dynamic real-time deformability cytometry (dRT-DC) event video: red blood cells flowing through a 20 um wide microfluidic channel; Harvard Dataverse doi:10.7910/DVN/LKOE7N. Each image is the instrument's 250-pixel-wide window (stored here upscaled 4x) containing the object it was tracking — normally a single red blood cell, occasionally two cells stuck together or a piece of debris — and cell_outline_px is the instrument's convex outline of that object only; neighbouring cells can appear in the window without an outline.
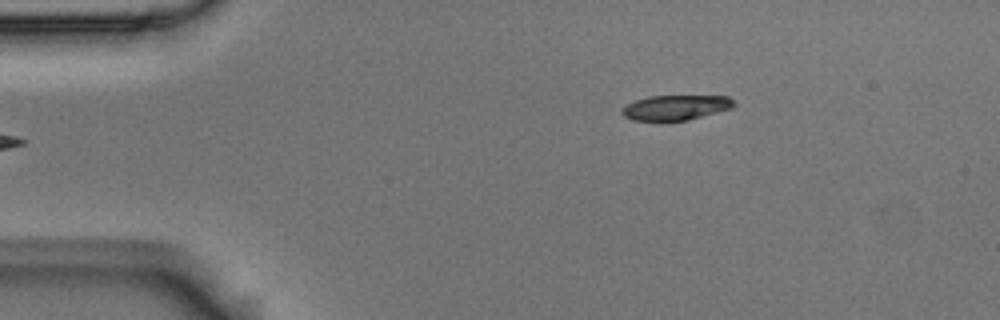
{"species": "Egyptian fruit bat (a non-hibernating species)", "species_latin": "Rousettus aegyptiacus", "temperature_condition": "room temperature", "stored_images_in_passage": 2, "camera_frame_rate_fps": 3000, "um_per_image_px": 0.085, "animal": {"sex": "male"}, "frame": {"image": 1, "passage_image": 2, "time_ms": 0.333, "image_size_px": [1000, 320], "cell_outline_px": [[736, 104], [732, 108], [688, 120], [632, 120], [624, 116], [620, 112], [620, 108], [636, 100], [648, 96], [728, 96]], "centroid_in_image_um": [57.42, 9.13], "position_along_channel_um": 27.6, "area_um2": 16.18}}